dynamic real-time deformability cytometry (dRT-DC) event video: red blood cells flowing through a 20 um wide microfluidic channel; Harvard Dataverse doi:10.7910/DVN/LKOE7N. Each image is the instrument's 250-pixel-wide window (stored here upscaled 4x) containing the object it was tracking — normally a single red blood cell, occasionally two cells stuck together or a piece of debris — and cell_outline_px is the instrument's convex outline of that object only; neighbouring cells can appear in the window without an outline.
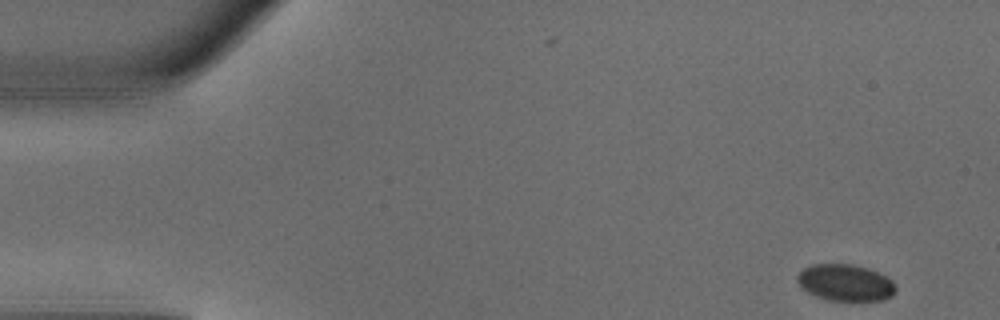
{"species": "common noctule bat (a hibernating species)", "species_latin": "Nyctalus noctula", "temperature_condition": "warm", "stored_images_in_passage": 46, "camera_frame_rate_fps": 3000, "um_per_image_px": 0.085, "animal": {"sex": "male", "body_mass_g": 18.8}, "frame": {"image": 1, "passage_image": 1, "time_ms": 0.0, "image_size_px": [1000, 320], "cell_outline_px": [[896, 288], [892, 296], [884, 300], [852, 304], [828, 300], [816, 296], [800, 288], [796, 280], [796, 276], [804, 268], [812, 264], [852, 264], [868, 268], [892, 280]], "centroid_in_image_um": [71.85, 24.08], "position_along_channel_um": 13.1, "area_um2": 21.79}}
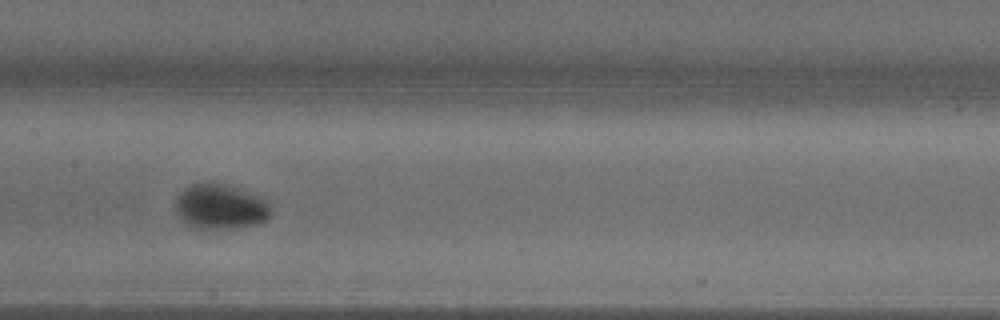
{"frame": {"image": 2, "passage_image": 22, "time_ms": 7.0, "image_size_px": [1000, 320], "cell_outline_px": [[272, 212], [268, 220], [256, 224], [232, 228], [196, 228], [188, 224], [176, 212], [176, 200], [180, 192], [192, 184], [220, 184], [236, 188], [268, 200], [272, 208]], "centroid_in_image_um": [18.78, 17.59], "position_along_channel_um": 188.6, "area_um2": 24.51}}
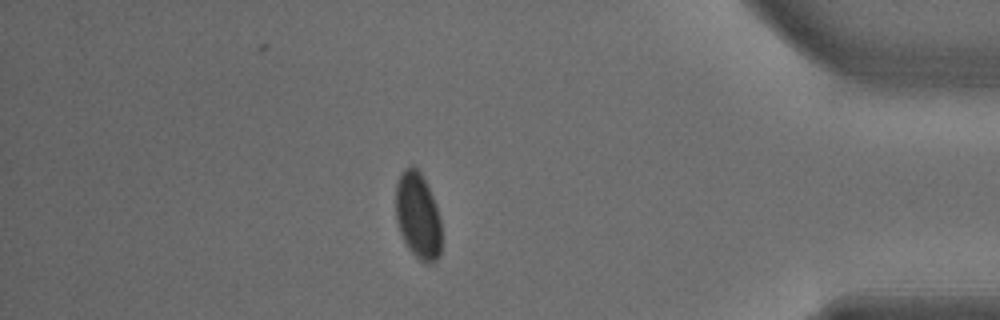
{"frame": {"image": 3, "passage_image": 40, "time_ms": 13.0, "image_size_px": [1000, 320], "cell_outline_px": [[440, 256], [432, 264], [428, 264], [420, 260], [408, 248], [400, 232], [396, 220], [396, 184], [400, 172], [404, 168], [412, 164], [420, 172], [436, 204], [440, 216]], "centroid_in_image_um": [35.51, 18.33], "position_along_channel_um": 399.7, "area_um2": 23.06}, "authors_computed_cell_mechanics": {"area_um2": 23.0622, "velocity_mm_per_s": 4.1339, "shape_relaxation_time_tau1_ms": 2.8981, "shape_relaxation_time_tau2_ms": null, "deformation_change_tau1": 0.0709, "deformation_change_tau2": null}}